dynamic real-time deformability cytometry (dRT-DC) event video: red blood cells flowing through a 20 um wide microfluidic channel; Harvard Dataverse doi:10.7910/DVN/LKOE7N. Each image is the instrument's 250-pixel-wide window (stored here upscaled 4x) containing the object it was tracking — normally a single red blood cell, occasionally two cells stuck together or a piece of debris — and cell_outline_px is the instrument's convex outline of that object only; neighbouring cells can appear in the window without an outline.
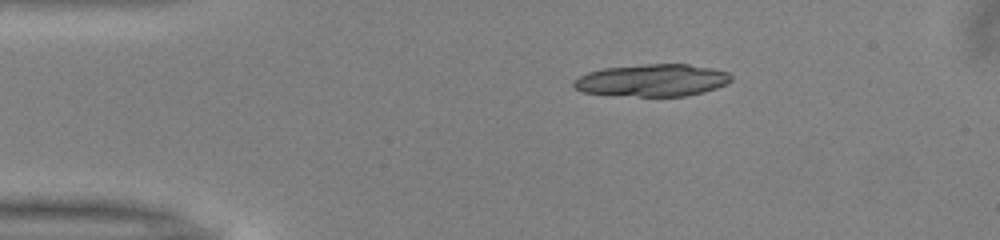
{"species": "common noctule bat (a hibernating species)", "species_latin": "Nyctalus noctula", "temperature_condition": "warm", "stored_images_in_passage": 42, "camera_frame_rate_fps": 3000, "um_per_image_px": 0.085, "animal": {"sex": "male", "body_mass_g": 13.0, "forearm_length_mm": 53.1}, "frame": {"image": 1, "passage_image": 1, "time_ms": 0.0, "image_size_px": [1000, 240], "cell_outline_px": [[732, 80], [716, 88], [704, 92], [688, 96], [640, 96], [584, 92], [576, 88], [572, 84], [572, 80], [588, 72], [604, 68], [648, 64], [688, 64], [712, 68], [728, 72], [732, 76]], "centroid_in_image_um": [55.47, 6.82], "position_along_channel_um": 29.5, "area_um2": 29.36}}